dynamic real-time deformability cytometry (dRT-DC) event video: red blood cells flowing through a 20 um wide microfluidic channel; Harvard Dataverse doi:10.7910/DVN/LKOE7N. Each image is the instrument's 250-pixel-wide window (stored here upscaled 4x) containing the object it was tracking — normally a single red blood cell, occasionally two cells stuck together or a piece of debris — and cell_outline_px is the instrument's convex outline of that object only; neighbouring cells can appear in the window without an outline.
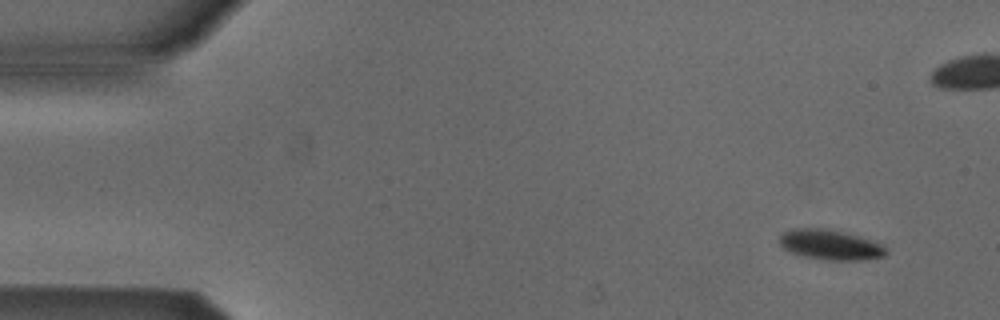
{"species": "Egyptian fruit bat (a non-hibernating species)", "species_latin": "Rousettus aegyptiacus", "temperature_condition": "cold", "stored_images_in_passage": 5, "camera_frame_rate_fps": 3000, "um_per_image_px": 0.085, "animal": {"sex": "male"}, "frame": {"image": 1, "passage_image": 1, "time_ms": 0.0, "image_size_px": [1000, 320], "cell_outline_px": [[888, 252], [884, 256], [864, 260], [824, 260], [804, 256], [788, 252], [776, 240], [784, 232], [796, 228], [824, 228], [844, 232], [880, 244]], "centroid_in_image_um": [70.51, 20.81], "position_along_channel_um": 14.5, "area_um2": 18.55}}